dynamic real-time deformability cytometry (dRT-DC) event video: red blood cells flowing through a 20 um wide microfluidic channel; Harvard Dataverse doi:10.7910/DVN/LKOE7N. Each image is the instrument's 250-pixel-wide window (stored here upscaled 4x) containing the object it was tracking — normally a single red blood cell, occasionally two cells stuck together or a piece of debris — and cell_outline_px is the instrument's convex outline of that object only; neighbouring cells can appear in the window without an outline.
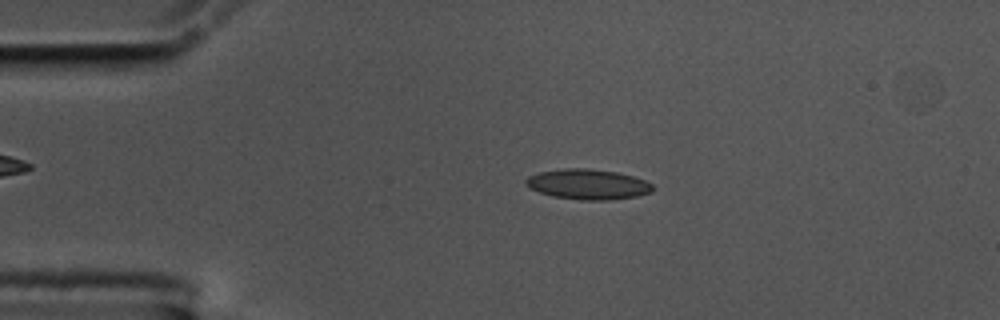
{"species": "common noctule bat (a hibernating species)", "species_latin": "Nyctalus noctula", "temperature_condition": "cold", "stored_images_in_passage": 55, "camera_frame_rate_fps": 3000, "um_per_image_px": 0.085, "animal": {"sex": "male", "body_mass_g": 17.5, "forearm_length_mm": 52.3}, "frame": {"image": 1, "passage_image": 10, "time_ms": 3.0, "image_size_px": [1000, 320], "cell_outline_px": [[652, 192], [636, 196], [612, 200], [580, 200], [552, 196], [528, 188], [524, 184], [524, 180], [528, 176], [540, 172], [564, 168], [588, 168], [616, 172], [632, 176], [644, 180], [652, 184]], "centroid_in_image_um": [49.93, 15.67], "position_along_channel_um": 35.1, "area_um2": 22.43}}
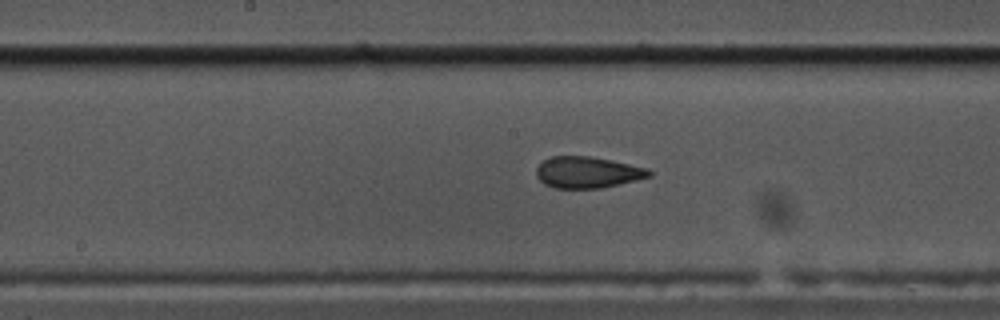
{"frame": {"image": 2, "passage_image": 27, "time_ms": 8.667, "image_size_px": [1000, 320], "cell_outline_px": [[652, 176], [620, 184], [600, 188], [556, 188], [544, 184], [536, 176], [536, 168], [544, 160], [552, 156], [588, 156], [612, 160], [648, 168], [652, 172]], "centroid_in_image_um": [49.95, 14.65], "position_along_channel_um": 198.3, "area_um2": 20.63}}
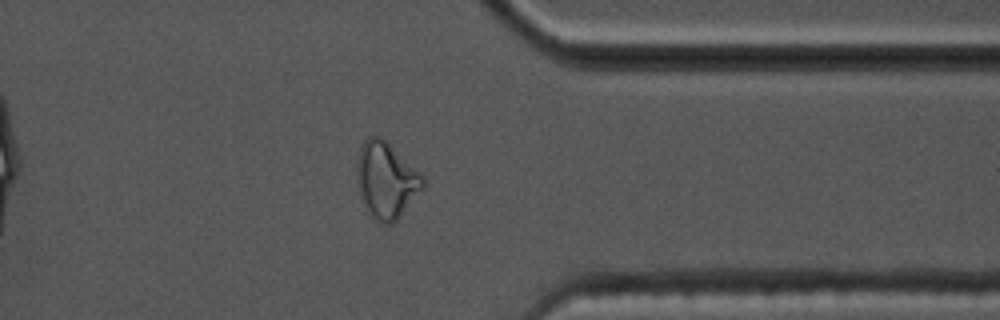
{"frame": {"image": 3, "passage_image": 43, "time_ms": 14.0, "image_size_px": [1000, 320], "cell_outline_px": [[424, 188], [396, 220], [388, 224], [384, 224], [376, 220], [372, 216], [360, 200], [356, 176], [356, 160], [360, 148], [364, 140], [368, 136], [380, 136], [420, 172], [424, 176]], "centroid_in_image_um": [32.8, 15.31], "position_along_channel_um": 378.6, "area_um2": 29.25}, "authors_computed_cell_mechanics": {"area_um2": 21.3282, "velocity_mm_per_s": 3.5179, "shape_relaxation_time_tau1_ms": 9.5363, "shape_relaxation_time_tau2_ms": 1.8896, "deformation_change_tau1": 0.1967, "deformation_change_tau2": 0.0718}}